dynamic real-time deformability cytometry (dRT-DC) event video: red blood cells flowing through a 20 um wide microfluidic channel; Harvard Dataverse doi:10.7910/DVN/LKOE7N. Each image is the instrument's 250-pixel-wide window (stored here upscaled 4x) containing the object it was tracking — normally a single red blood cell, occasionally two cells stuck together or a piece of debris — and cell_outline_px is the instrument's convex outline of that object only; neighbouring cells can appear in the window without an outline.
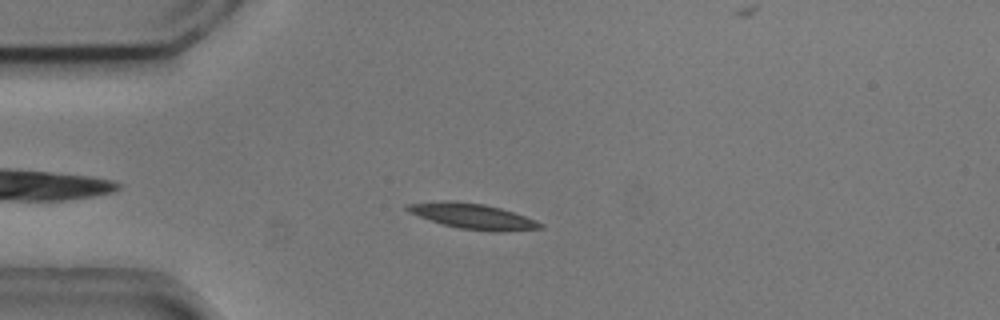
{"species": "common noctule bat (a hibernating species)", "species_latin": "Nyctalus noctula", "temperature_condition": "cold", "stored_images_in_passage": 6, "camera_frame_rate_fps": 3000, "um_per_image_px": 0.085, "animal": {"sex": "male", "body_mass_g": 20.5, "forearm_length_mm": 52.5}, "frame": {"image": 1, "passage_image": 1, "time_ms": 0.0, "image_size_px": [1000, 320], "cell_outline_px": [[544, 228], [460, 228], [444, 224], [408, 212], [404, 208], [404, 204], [440, 200], [456, 200], [484, 204], [500, 208], [536, 220], [544, 224]], "centroid_in_image_um": [40.01, 18.28], "position_along_channel_um": 45.0, "area_um2": 18.44}}
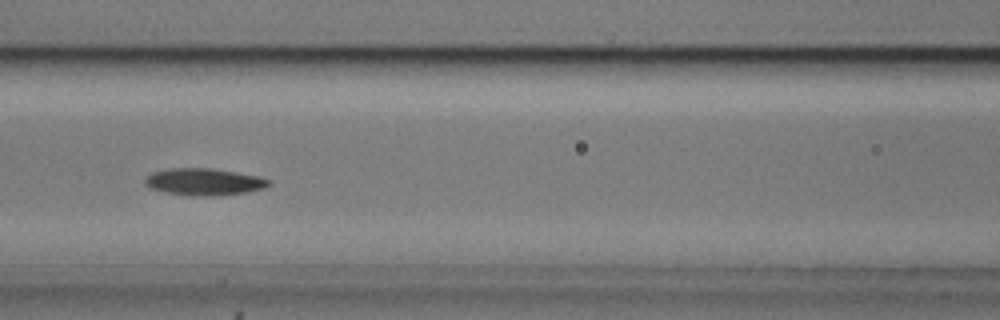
{"frame": {"image": 2, "passage_image": 4, "time_ms": 1.0, "image_size_px": [1000, 320], "cell_outline_px": [[272, 184], [264, 188], [244, 192], [212, 196], [204, 196], [168, 192], [152, 188], [144, 184], [144, 180], [152, 172], [168, 168], [212, 168], [236, 172], [256, 176], [268, 180]], "centroid_in_image_um": [17.33, 15.43], "position_along_channel_um": 149.3, "area_um2": 19.02}}
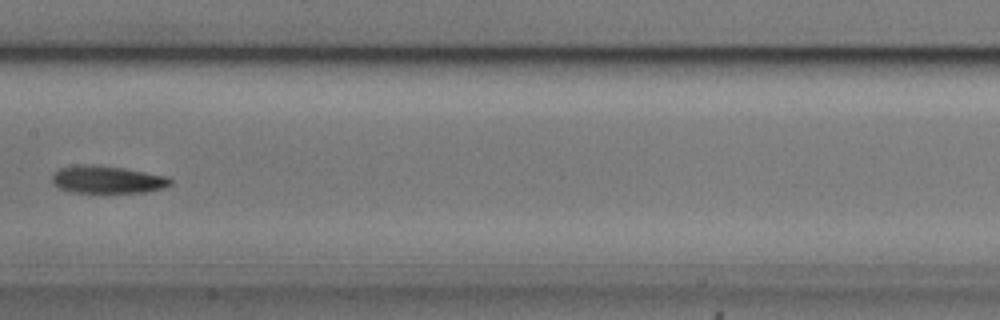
{"frame": {"image": 3, "passage_image": 5, "time_ms": 1.333, "image_size_px": [1000, 320], "cell_outline_px": [[172, 184], [164, 188], [144, 192], [72, 192], [60, 188], [52, 184], [52, 176], [60, 168], [84, 164], [88, 164], [124, 168], [168, 176], [172, 180]], "centroid_in_image_um": [9.15, 15.26], "position_along_channel_um": 198.3, "area_um2": 18.84}}